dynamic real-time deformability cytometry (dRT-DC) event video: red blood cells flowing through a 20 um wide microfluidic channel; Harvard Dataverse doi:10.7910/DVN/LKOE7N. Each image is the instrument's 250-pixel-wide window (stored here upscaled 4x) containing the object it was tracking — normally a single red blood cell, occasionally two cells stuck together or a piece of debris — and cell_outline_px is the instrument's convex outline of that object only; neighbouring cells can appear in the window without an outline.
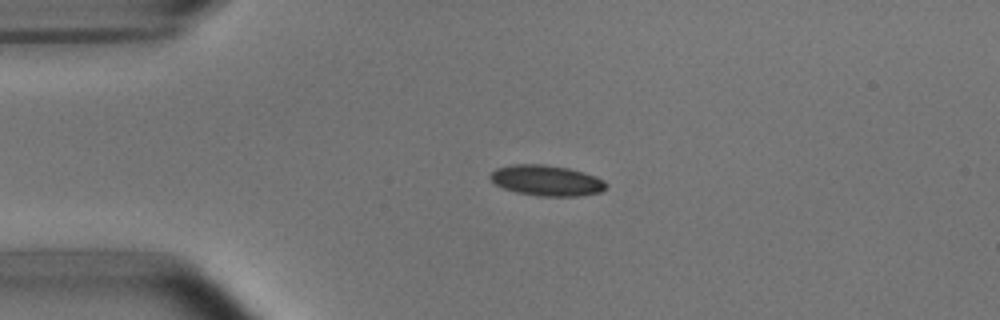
{"species": "common noctule bat (a hibernating species)", "species_latin": "Nyctalus noctula", "temperature_condition": "room temperature", "stored_images_in_passage": 3, "camera_frame_rate_fps": 3000, "um_per_image_px": 0.085, "animal": {"sex": "male", "body_mass_g": 15.6}, "frame": {"image": 1, "passage_image": 3, "time_ms": 2.333, "image_size_px": [1000, 320], "cell_outline_px": [[608, 184], [600, 192], [576, 196], [540, 196], [516, 192], [504, 188], [496, 184], [488, 176], [496, 168], [512, 164], [544, 164], [568, 168], [584, 172], [596, 176], [604, 180]], "centroid_in_image_um": [46.46, 15.33], "position_along_channel_um": 38.5, "area_um2": 20.63}}